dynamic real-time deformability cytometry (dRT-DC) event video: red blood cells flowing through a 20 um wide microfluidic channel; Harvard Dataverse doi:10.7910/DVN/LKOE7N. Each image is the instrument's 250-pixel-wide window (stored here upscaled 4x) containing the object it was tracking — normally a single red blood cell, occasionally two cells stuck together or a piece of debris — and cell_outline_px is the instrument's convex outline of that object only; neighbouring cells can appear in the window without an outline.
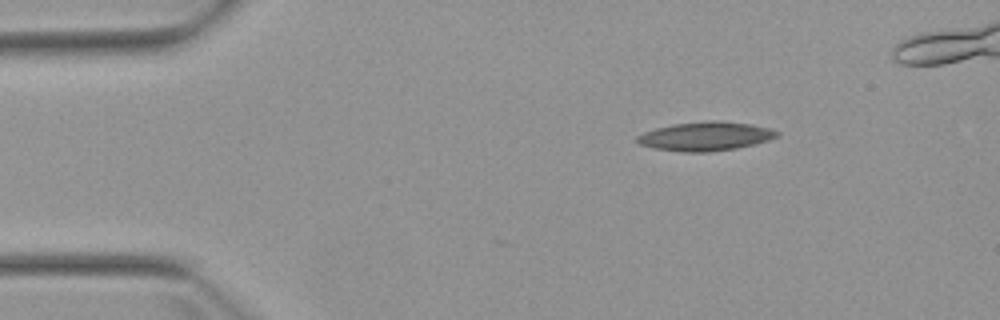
{"species": "Egyptian fruit bat (a non-hibernating species)", "species_latin": "Rousettus aegyptiacus", "temperature_condition": "warm", "stored_images_in_passage": 4, "camera_frame_rate_fps": 3000, "um_per_image_px": 0.085, "animal": {"sex": "female"}, "frame": {"image": 1, "passage_image": 4, "time_ms": 3.667, "image_size_px": [1000, 320], "cell_outline_px": [[780, 136], [768, 140], [736, 148], [708, 152], [684, 152], [652, 148], [640, 144], [636, 140], [636, 136], [644, 132], [656, 128], [672, 124], [708, 120], [716, 120], [752, 124], [772, 128], [780, 132]], "centroid_in_image_um": [59.98, 11.57], "position_along_channel_um": 25.0, "area_um2": 23.7}}